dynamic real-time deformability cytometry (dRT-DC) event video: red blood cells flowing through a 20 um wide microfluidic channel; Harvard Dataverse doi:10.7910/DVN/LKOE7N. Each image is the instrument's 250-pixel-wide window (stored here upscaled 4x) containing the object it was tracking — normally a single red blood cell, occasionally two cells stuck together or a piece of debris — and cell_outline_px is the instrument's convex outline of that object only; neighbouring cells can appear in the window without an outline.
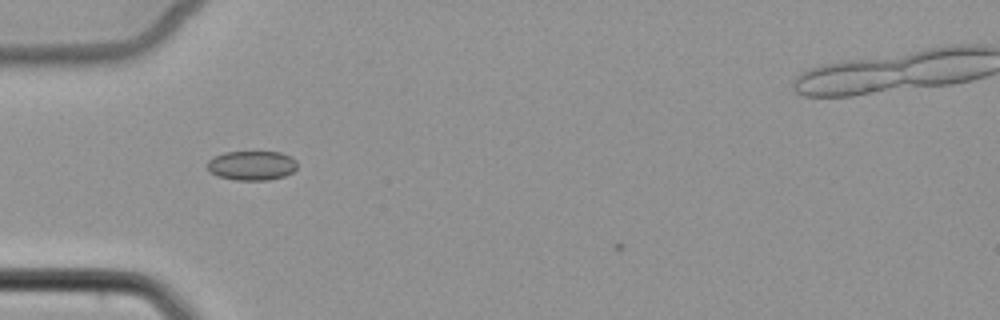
{"species": "common noctule bat (a hibernating species)", "species_latin": "Nyctalus noctula", "temperature_condition": "cold", "stored_images_in_passage": 3, "camera_frame_rate_fps": 3000, "um_per_image_px": 0.085, "animal": {"sex": "female", "body_mass_g": 22.7, "forearm_length_mm": 54.2}, "frame": {"image": 1, "passage_image": 2, "time_ms": 1.333, "image_size_px": [1000, 320], "cell_outline_px": [[296, 168], [292, 172], [284, 176], [268, 180], [236, 180], [216, 176], [208, 172], [208, 160], [212, 156], [224, 152], [280, 152], [296, 160]], "centroid_in_image_um": [21.35, 14.07], "position_along_channel_um": 63.7, "area_um2": 15.49}}
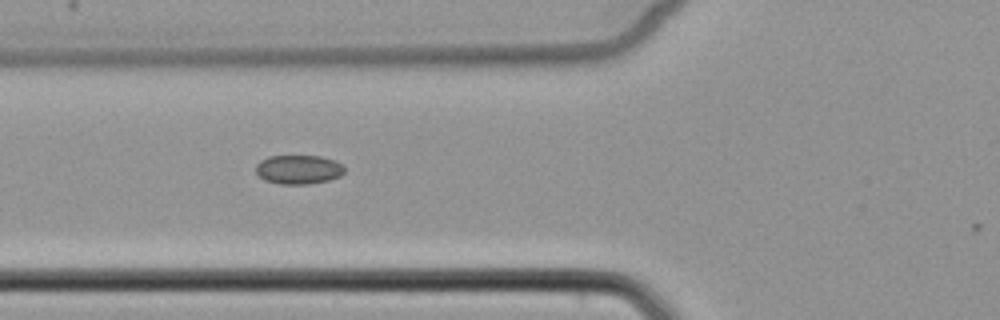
{"frame": {"image": 2, "passage_image": 3, "time_ms": 2.333, "image_size_px": [1000, 320], "cell_outline_px": [[344, 172], [340, 176], [328, 180], [308, 184], [280, 184], [264, 180], [256, 172], [256, 164], [260, 160], [268, 156], [320, 156], [336, 160], [344, 164]], "centroid_in_image_um": [25.39, 14.4], "position_along_channel_um": 100.4, "area_um2": 15.14}}